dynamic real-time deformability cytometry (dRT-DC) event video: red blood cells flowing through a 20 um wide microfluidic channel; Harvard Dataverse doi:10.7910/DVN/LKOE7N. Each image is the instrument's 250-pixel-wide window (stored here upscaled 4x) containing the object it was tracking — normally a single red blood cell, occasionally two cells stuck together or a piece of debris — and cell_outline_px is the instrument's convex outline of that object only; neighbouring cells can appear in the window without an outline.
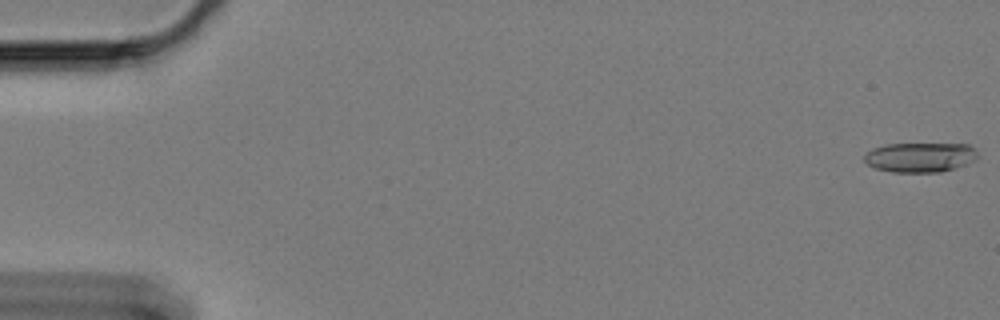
{"species": "Egyptian fruit bat (a non-hibernating species)", "species_latin": "Rousettus aegyptiacus", "temperature_condition": "cold", "stored_images_in_passage": 20, "camera_frame_rate_fps": 3000, "um_per_image_px": 0.085, "animal": {"sex": "female"}, "frame": {"image": 1, "passage_image": 1, "time_ms": 0.0, "image_size_px": [1000, 320], "cell_outline_px": [[976, 160], [968, 164], [940, 172], [892, 172], [876, 168], [868, 164], [864, 160], [864, 156], [872, 148], [884, 144], [968, 144], [976, 152]], "centroid_in_image_um": [78.2, 13.37], "position_along_channel_um": 6.8, "area_um2": 19.54}}
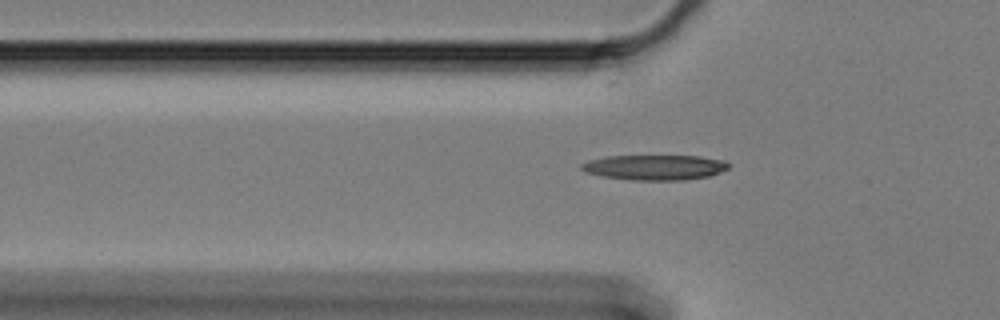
{"frame": {"image": 2, "passage_image": 20, "time_ms": 6.333, "image_size_px": [1000, 320], "cell_outline_px": [[728, 168], [720, 172], [708, 176], [684, 180], [632, 180], [600, 176], [584, 172], [580, 168], [580, 164], [588, 160], [608, 156], [700, 156], [724, 160], [728, 164]], "centroid_in_image_um": [55.61, 14.22], "position_along_channel_um": 70.2, "area_um2": 21.62}}